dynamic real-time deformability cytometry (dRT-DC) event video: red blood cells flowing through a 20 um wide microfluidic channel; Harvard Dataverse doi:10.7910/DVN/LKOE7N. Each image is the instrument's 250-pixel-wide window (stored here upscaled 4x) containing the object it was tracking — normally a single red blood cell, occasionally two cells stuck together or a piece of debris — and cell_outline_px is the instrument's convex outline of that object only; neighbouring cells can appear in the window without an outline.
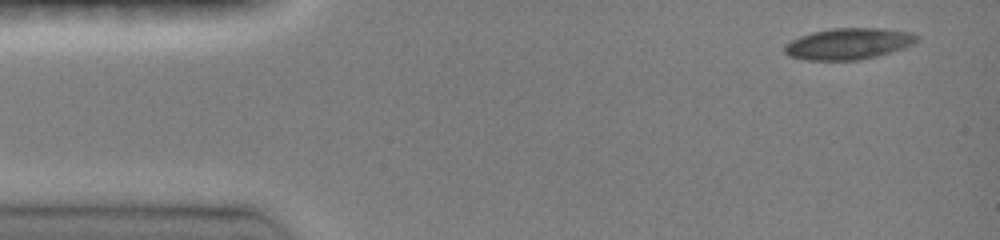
{"species": "common noctule bat (a hibernating species)", "species_latin": "Nyctalus noctula", "temperature_condition": "room temperature", "stored_images_in_passage": 7, "camera_frame_rate_fps": 3000, "um_per_image_px": 0.085, "animal": {"sex": "female", "body_mass_g": 19.0, "forearm_length_mm": 51.5}, "frame": {"image": 1, "passage_image": 1, "time_ms": 0.0, "image_size_px": [1000, 240], "cell_outline_px": [[920, 36], [912, 44], [904, 48], [876, 56], [856, 60], [808, 60], [788, 56], [784, 52], [784, 44], [800, 36], [812, 32], [832, 28], [884, 28], [912, 32]], "centroid_in_image_um": [72.12, 3.71], "position_along_channel_um": 12.9, "area_um2": 24.16}}
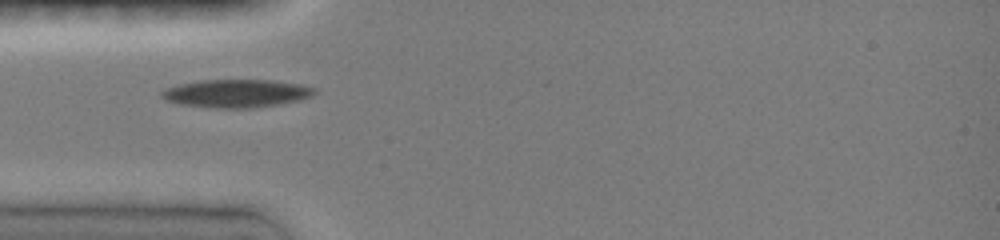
{"frame": {"image": 2, "passage_image": 5, "time_ms": 3.667, "image_size_px": [1000, 240], "cell_outline_px": [[316, 92], [312, 96], [300, 100], [252, 108], [212, 108], [176, 104], [160, 96], [160, 92], [168, 88], [180, 84], [200, 80], [272, 80], [300, 84], [316, 88]], "centroid_in_image_um": [20.09, 7.94], "position_along_channel_um": 64.9, "area_um2": 24.97}}
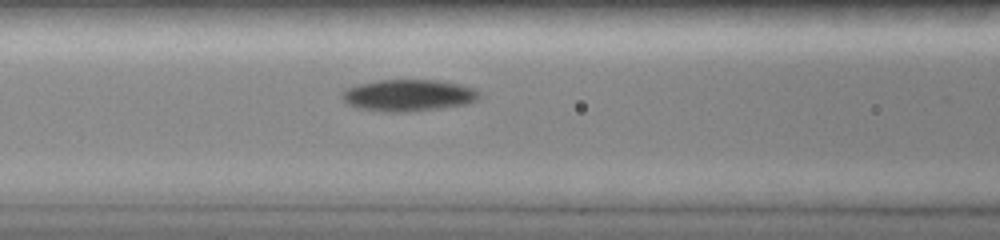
{"frame": {"image": 3, "passage_image": 7, "time_ms": 5.333, "image_size_px": [1000, 240], "cell_outline_px": [[484, 96], [468, 104], [440, 108], [408, 112], [384, 112], [356, 108], [348, 104], [340, 96], [348, 88], [356, 84], [380, 80], [436, 80], [460, 84], [476, 88]], "centroid_in_image_um": [34.76, 8.11], "position_along_channel_um": 131.8, "area_um2": 25.66}}